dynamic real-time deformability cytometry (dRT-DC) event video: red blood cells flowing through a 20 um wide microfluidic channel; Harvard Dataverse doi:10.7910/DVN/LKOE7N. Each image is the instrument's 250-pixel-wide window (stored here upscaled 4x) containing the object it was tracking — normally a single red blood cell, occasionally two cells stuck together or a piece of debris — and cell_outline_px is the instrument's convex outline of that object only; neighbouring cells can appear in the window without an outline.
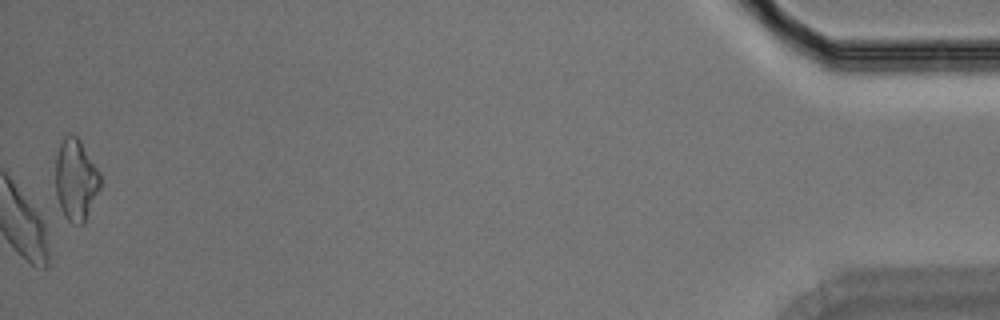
{"species": "Egyptian fruit bat (a non-hibernating species)", "species_latin": "Rousettus aegyptiacus", "temperature_condition": "room temperature", "stored_images_in_passage": 43, "camera_frame_rate_fps": 3000, "um_per_image_px": 0.085, "animal": {"sex": "male"}, "frame": {"image": 1, "passage_image": 43, "time_ms": 14.0, "image_size_px": [1000, 320], "cell_outline_px": [[100, 188], [84, 224], [72, 224], [64, 216], [60, 208], [56, 196], [56, 152], [64, 136], [68, 132], [72, 132], [80, 140], [100, 172]], "centroid_in_image_um": [6.44, 15.27], "position_along_channel_um": 428.8, "area_um2": 21.5}}